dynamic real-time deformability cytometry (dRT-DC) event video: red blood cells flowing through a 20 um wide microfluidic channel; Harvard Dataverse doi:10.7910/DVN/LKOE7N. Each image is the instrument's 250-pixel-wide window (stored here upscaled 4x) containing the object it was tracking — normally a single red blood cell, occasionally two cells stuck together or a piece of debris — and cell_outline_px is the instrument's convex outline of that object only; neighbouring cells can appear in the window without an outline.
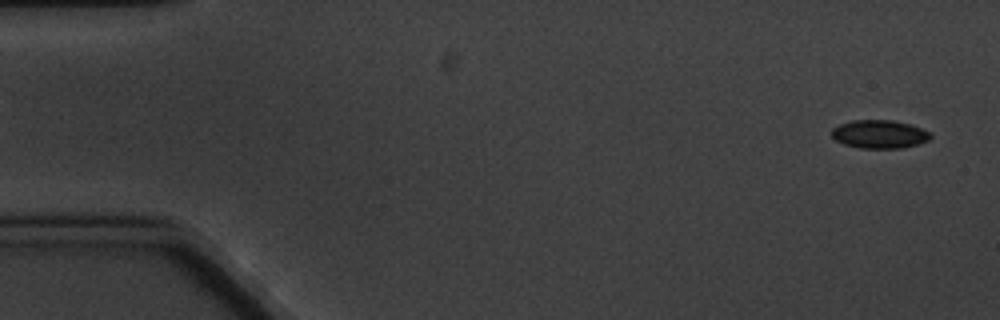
{"species": "common noctule bat (a hibernating species)", "species_latin": "Nyctalus noctula", "temperature_condition": "cold", "stored_images_in_passage": 6, "segment_of_instrument_passage": [2, 2], "camera_frame_rate_fps": 3000, "um_per_image_px": 0.085, "animal": {"sex": "male", "body_mass_g": 20.1, "forearm_length_mm": 53.5}, "frame": {"image": 1, "passage_image": 6, "time_ms": 6.0, "image_size_px": [1000, 320], "cell_outline_px": [[932, 136], [928, 140], [916, 144], [900, 148], [860, 148], [844, 144], [836, 140], [832, 136], [832, 128], [840, 124], [852, 120], [892, 120], [908, 124], [920, 128], [928, 132]], "centroid_in_image_um": [74.71, 11.4], "position_along_channel_um": 10.3, "area_um2": 16.07}}